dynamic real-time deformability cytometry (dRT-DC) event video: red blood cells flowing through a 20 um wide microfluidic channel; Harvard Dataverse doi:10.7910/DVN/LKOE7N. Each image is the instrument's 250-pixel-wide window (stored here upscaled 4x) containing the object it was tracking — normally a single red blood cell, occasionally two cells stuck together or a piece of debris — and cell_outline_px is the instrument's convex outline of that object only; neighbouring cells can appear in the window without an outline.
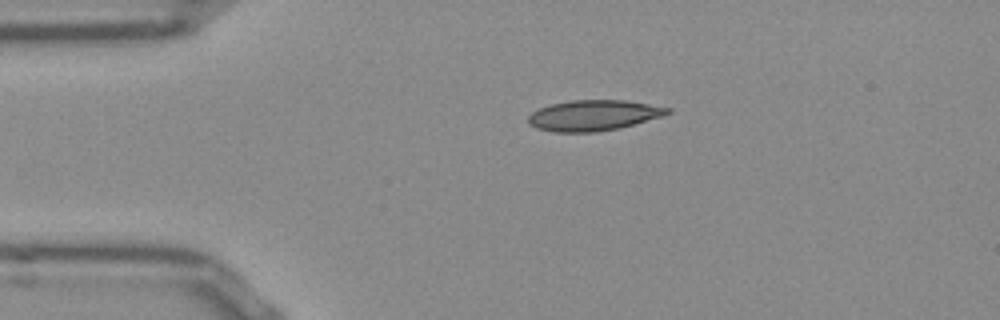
{"species": "Egyptian fruit bat (a non-hibernating species)", "species_latin": "Rousettus aegyptiacus", "temperature_condition": "room temperature", "stored_images_in_passage": 36, "camera_frame_rate_fps": 3000, "um_per_image_px": 0.085, "frame": {"image": 1, "passage_image": 1, "time_ms": 0.0, "image_size_px": [1000, 320], "cell_outline_px": [[672, 112], [664, 116], [620, 128], [596, 132], [552, 132], [536, 128], [528, 124], [528, 116], [532, 112], [540, 108], [552, 104], [572, 100], [624, 100], [672, 108]], "centroid_in_image_um": [50.47, 9.81], "position_along_channel_um": 34.5, "area_um2": 24.97}}
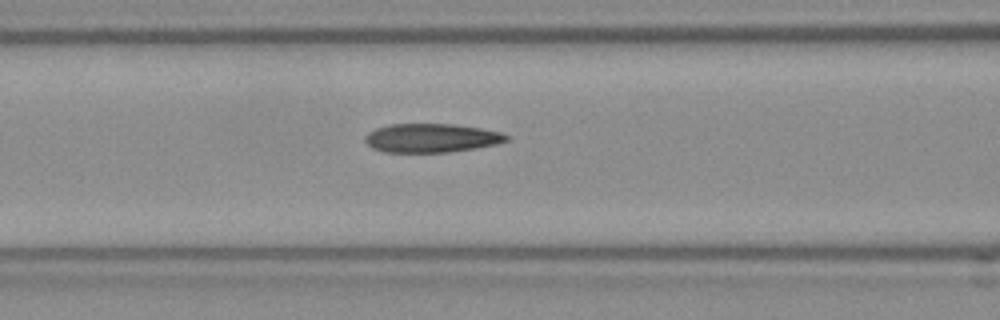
{"frame": {"image": 2, "passage_image": 11, "time_ms": 3.333, "image_size_px": [1000, 320], "cell_outline_px": [[512, 136], [508, 140], [496, 144], [448, 152], [384, 152], [372, 148], [364, 140], [364, 136], [368, 132], [376, 128], [388, 124], [452, 124], [480, 128], [500, 132]], "centroid_in_image_um": [36.64, 11.72], "position_along_channel_um": 130.0, "area_um2": 23.7}}
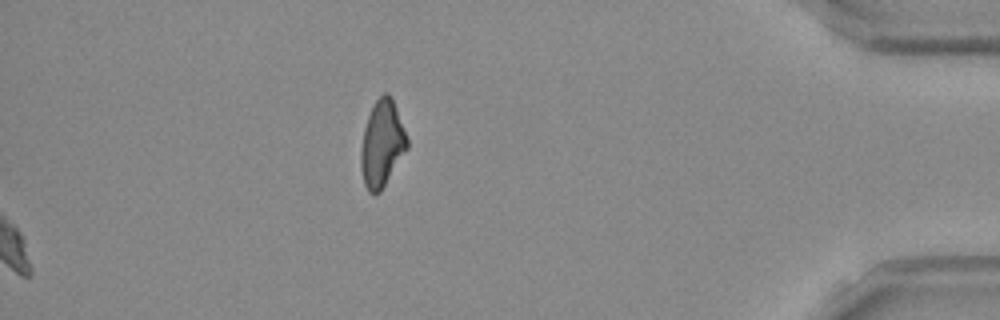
{"frame": {"image": 3, "passage_image": 36, "time_ms": 11.667, "image_size_px": [1000, 320], "cell_outline_px": [[408, 148], [380, 192], [368, 192], [364, 184], [360, 168], [360, 152], [364, 128], [368, 116], [376, 100], [384, 92], [388, 92], [392, 96], [408, 140]], "centroid_in_image_um": [32.46, 12.21], "position_along_channel_um": 402.7, "area_um2": 23.18}, "authors_computed_cell_mechanics": {"area_um2": 23.6691, "velocity_mm_per_s": 3.8562, "shape_relaxation_time_tau1_ms": null, "shape_relaxation_time_tau2_ms": 5.0199, "deformation_change_tau1": null, "deformation_change_tau2": 0.1499}}